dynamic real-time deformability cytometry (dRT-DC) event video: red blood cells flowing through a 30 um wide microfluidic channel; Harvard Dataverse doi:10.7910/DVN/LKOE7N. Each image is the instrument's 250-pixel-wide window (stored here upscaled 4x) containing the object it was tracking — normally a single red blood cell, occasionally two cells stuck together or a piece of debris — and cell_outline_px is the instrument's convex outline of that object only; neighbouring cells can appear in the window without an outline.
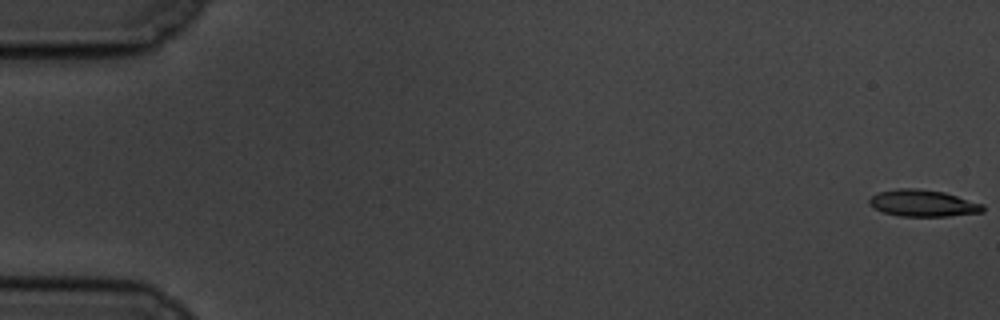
{"species": "common noctule bat (a hibernating species)", "species_latin": "Nyctalus noctula", "temperature_condition": "cold", "stored_images_in_passage": 59, "camera_frame_rate_fps": 3000, "um_per_image_px": 0.085, "animal": {"sex": "male", "body_mass_g": 19.5, "forearm_length_mm": 54.6}, "frame": {"image": 1, "passage_image": 1, "time_ms": 0.0, "image_size_px": [1000, 320], "cell_outline_px": [[984, 212], [948, 216], [900, 216], [884, 212], [868, 204], [868, 200], [872, 196], [880, 192], [900, 188], [916, 188], [944, 192], [984, 204]], "centroid_in_image_um": [78.48, 17.27], "position_along_channel_um": 6.5, "area_um2": 17.57}}
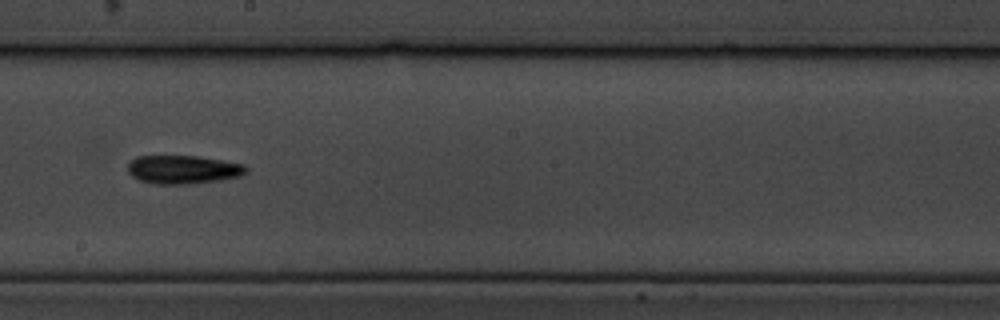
{"frame": {"image": 2, "passage_image": 34, "time_ms": 11.0, "image_size_px": [1000, 320], "cell_outline_px": [[248, 172], [240, 176], [220, 180], [188, 184], [152, 184], [140, 180], [132, 176], [128, 172], [128, 164], [136, 156], [196, 156], [244, 164], [248, 168]], "centroid_in_image_um": [15.56, 14.41], "position_along_channel_um": 232.6, "area_um2": 19.65}}
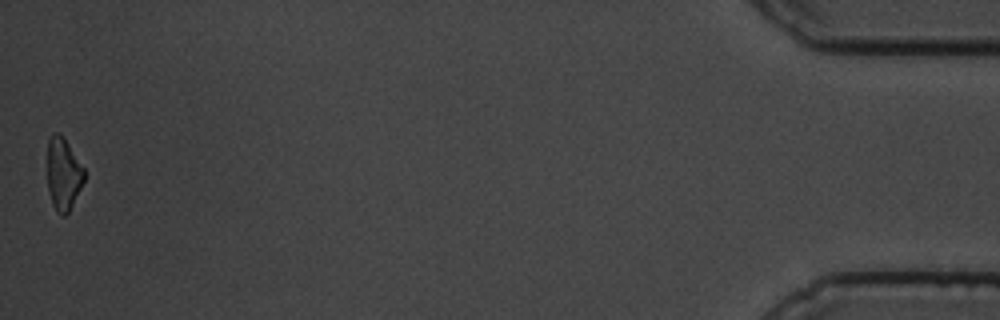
{"frame": {"image": 3, "passage_image": 59, "time_ms": 19.333, "image_size_px": [1000, 320], "cell_outline_px": [[84, 180], [68, 212], [64, 216], [60, 216], [56, 212], [52, 204], [48, 188], [48, 140], [56, 132], [64, 140], [84, 168]], "centroid_in_image_um": [5.37, 14.85], "position_along_channel_um": 429.8, "area_um2": 14.97}, "authors_computed_cell_mechanics": {"area_um2": 17.918, "velocity_mm_per_s": 3.4467, "shape_relaxation_time_tau1_ms": 4.5613, "shape_relaxation_time_tau2_ms": null, "deformation_change_tau1": 0.115, "deformation_change_tau2": null}}